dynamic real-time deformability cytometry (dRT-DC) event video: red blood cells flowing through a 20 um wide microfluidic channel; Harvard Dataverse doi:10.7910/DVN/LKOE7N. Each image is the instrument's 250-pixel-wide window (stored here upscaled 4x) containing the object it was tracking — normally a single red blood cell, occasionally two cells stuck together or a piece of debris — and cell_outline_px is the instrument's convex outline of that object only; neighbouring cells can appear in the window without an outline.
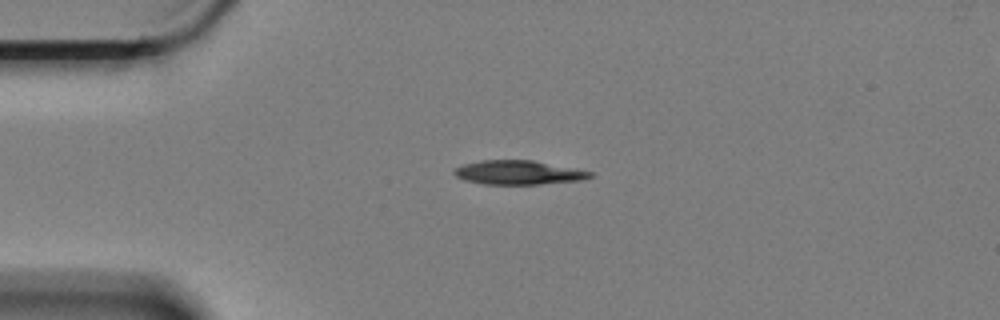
{"species": "Egyptian fruit bat (a non-hibernating species)", "species_latin": "Rousettus aegyptiacus", "temperature_condition": "cold", "stored_images_in_passage": 4, "camera_frame_rate_fps": 3000, "um_per_image_px": 0.085, "animal": {"sex": "female"}, "frame": {"image": 1, "passage_image": 2, "time_ms": 0.333, "image_size_px": [1000, 320], "cell_outline_px": [[592, 176], [584, 180], [540, 184], [484, 184], [464, 180], [456, 176], [452, 172], [456, 168], [464, 164], [480, 160], [532, 160], [576, 168], [592, 172]], "centroid_in_image_um": [44.08, 14.66], "position_along_channel_um": 40.9, "area_um2": 19.07}}
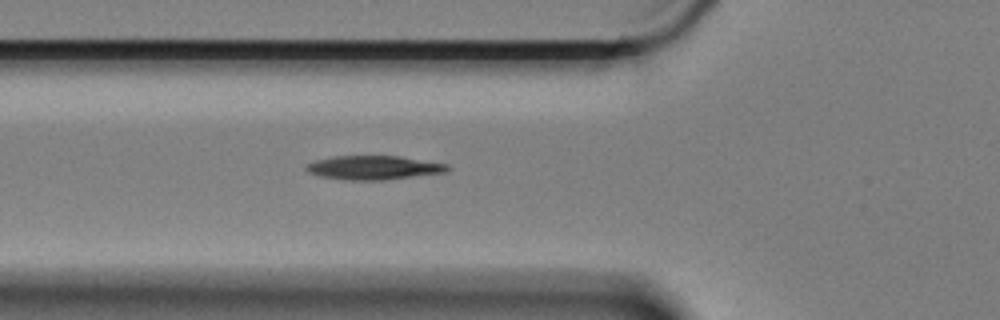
{"frame": {"image": 2, "passage_image": 4, "time_ms": 1.0, "image_size_px": [1000, 320], "cell_outline_px": [[452, 168], [444, 172], [384, 180], [348, 180], [320, 176], [308, 172], [304, 168], [308, 164], [316, 160], [332, 156], [400, 156], [448, 164]], "centroid_in_image_um": [31.76, 14.24], "position_along_channel_um": 94.0, "area_um2": 19.59}}